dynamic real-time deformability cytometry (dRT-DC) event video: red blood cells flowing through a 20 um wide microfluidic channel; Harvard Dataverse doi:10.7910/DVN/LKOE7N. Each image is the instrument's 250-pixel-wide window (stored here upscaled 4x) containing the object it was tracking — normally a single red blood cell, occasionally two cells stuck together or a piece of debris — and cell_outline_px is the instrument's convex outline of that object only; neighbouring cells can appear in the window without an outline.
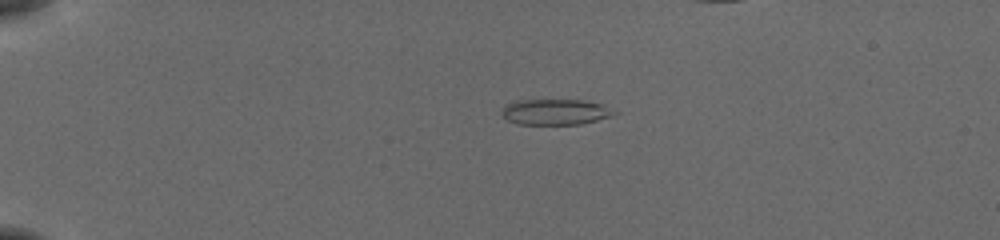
{"species": "common noctule bat (a hibernating species)", "species_latin": "Nyctalus noctula", "temperature_condition": "cold", "stored_images_in_passage": 39, "camera_frame_rate_fps": 3000, "um_per_image_px": 0.085, "animal": {"sex": "female", "body_mass_g": 19.5, "forearm_length_mm": 54.1}, "frame": {"image": 1, "passage_image": 1, "time_ms": 0.0, "image_size_px": [1000, 240], "cell_outline_px": [[616, 112], [608, 116], [596, 120], [580, 124], [520, 124], [508, 120], [500, 112], [504, 104], [520, 100], [580, 100], [600, 104]], "centroid_in_image_um": [47.11, 9.51], "position_along_channel_um": 37.9, "area_um2": 16.47}}
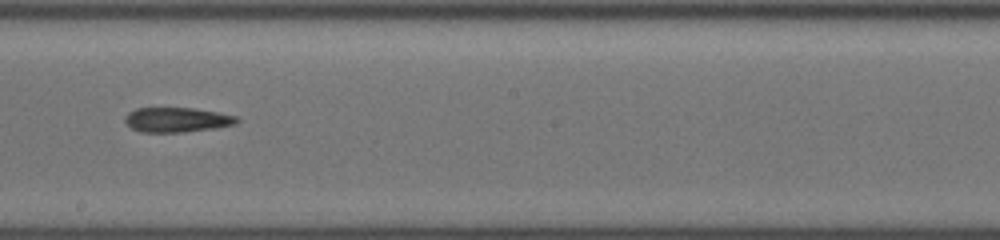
{"frame": {"image": 2, "passage_image": 21, "time_ms": 6.667, "image_size_px": [1000, 240], "cell_outline_px": [[240, 120], [232, 124], [212, 128], [184, 132], [140, 132], [132, 128], [124, 120], [124, 116], [128, 112], [136, 108], [192, 108], [216, 112], [236, 116]], "centroid_in_image_um": [14.97, 10.18], "position_along_channel_um": 233.2, "area_um2": 15.9}}
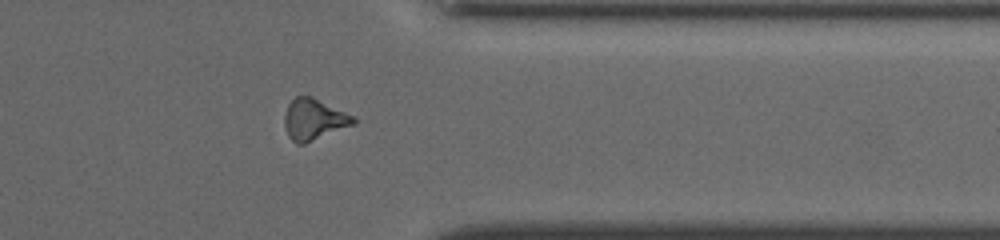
{"frame": {"image": 3, "passage_image": 33, "time_ms": 10.667, "image_size_px": [1000, 240], "cell_outline_px": [[356, 124], [304, 144], [296, 144], [288, 136], [284, 124], [284, 116], [288, 104], [296, 96], [312, 96], [352, 116], [356, 120]], "centroid_in_image_um": [26.66, 10.16], "position_along_channel_um": 384.7, "area_um2": 16.42}}